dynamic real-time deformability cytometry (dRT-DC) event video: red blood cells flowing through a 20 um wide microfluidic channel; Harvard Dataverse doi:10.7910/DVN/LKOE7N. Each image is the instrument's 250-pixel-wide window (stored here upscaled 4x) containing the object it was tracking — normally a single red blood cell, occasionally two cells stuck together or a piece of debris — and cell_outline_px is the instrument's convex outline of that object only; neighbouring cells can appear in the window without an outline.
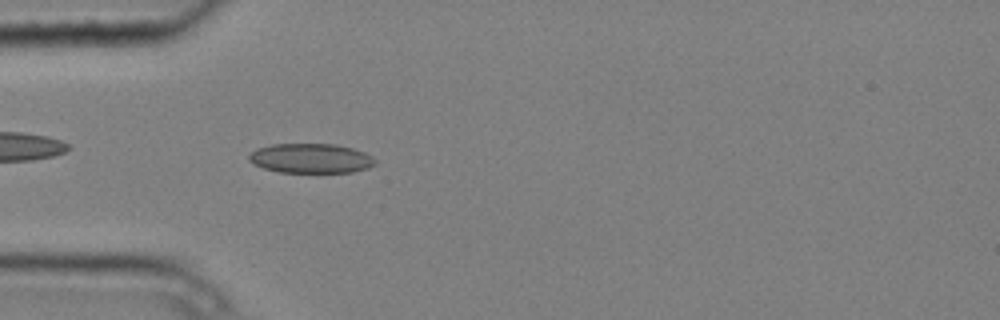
{"species": "common noctule bat (a hibernating species)", "species_latin": "Nyctalus noctula", "temperature_condition": "cold", "stored_images_in_passage": 5, "camera_frame_rate_fps": 3000, "um_per_image_px": 0.085, "animal": {"sex": "male", "body_mass_g": 20.4}, "frame": {"image": 1, "passage_image": 5, "time_ms": 1.333, "image_size_px": [1000, 320], "cell_outline_px": [[376, 164], [368, 168], [352, 172], [280, 172], [264, 168], [252, 164], [248, 160], [248, 156], [256, 148], [272, 144], [336, 144], [352, 148], [364, 152], [372, 156], [376, 160]], "centroid_in_image_um": [26.42, 13.45], "position_along_channel_um": 58.6, "area_um2": 21.85}}